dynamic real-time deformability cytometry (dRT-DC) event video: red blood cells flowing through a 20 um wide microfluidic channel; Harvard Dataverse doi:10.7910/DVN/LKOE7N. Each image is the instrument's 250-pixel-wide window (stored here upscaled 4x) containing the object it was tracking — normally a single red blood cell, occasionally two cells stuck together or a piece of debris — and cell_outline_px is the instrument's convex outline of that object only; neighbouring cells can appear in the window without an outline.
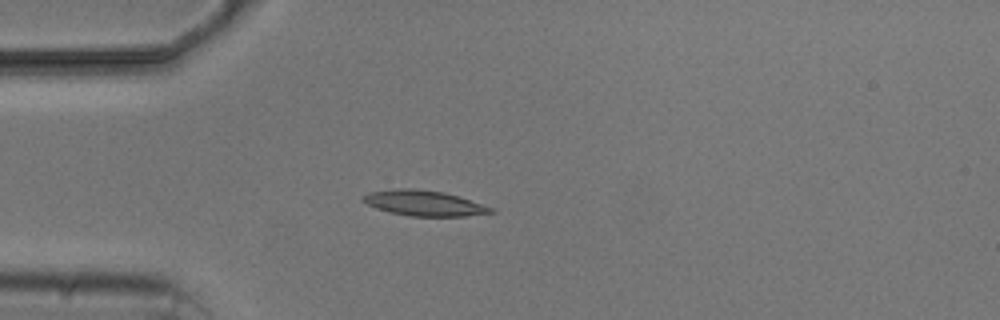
{"species": "common noctule bat (a hibernating species)", "species_latin": "Nyctalus noctula", "temperature_condition": "cold", "stored_images_in_passage": 4, "camera_frame_rate_fps": 3000, "um_per_image_px": 0.085, "animal": {"sex": "male", "body_mass_g": 20.5, "forearm_length_mm": 52.5}, "frame": {"image": 1, "passage_image": 4, "time_ms": 4.333, "image_size_px": [1000, 320], "cell_outline_px": [[496, 212], [464, 216], [412, 216], [388, 212], [376, 208], [360, 200], [368, 192], [396, 188], [412, 188], [444, 192], [460, 196], [496, 208]], "centroid_in_image_um": [36.08, 17.26], "position_along_channel_um": 48.9, "area_um2": 19.13}}